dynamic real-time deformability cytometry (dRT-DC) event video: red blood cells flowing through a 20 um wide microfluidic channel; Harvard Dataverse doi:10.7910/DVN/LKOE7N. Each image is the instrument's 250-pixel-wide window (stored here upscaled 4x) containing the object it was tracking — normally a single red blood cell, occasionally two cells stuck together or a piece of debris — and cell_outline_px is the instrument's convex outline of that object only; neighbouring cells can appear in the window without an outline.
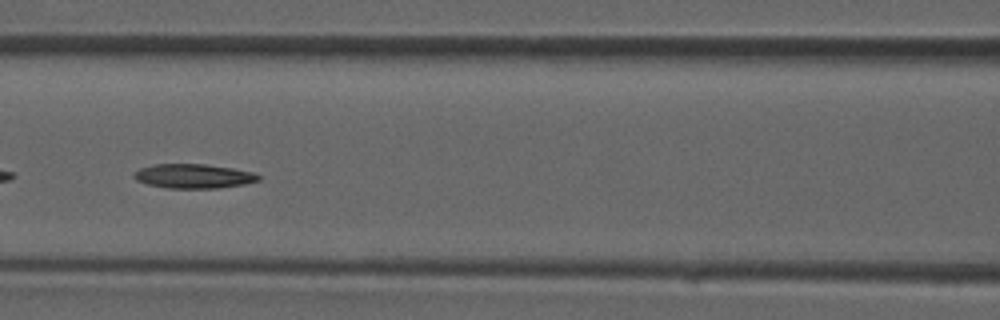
{"species": "common noctule bat (a hibernating species)", "species_latin": "Nyctalus noctula", "temperature_condition": "room temperature", "stored_images_in_passage": 37, "camera_frame_rate_fps": 3000, "um_per_image_px": 0.085, "animal": {"sex": "male", "forearm_length_mm": 52.5}, "frame": {"image": 1, "passage_image": 16, "time_ms": 5.0, "image_size_px": [1000, 320], "cell_outline_px": [[260, 180], [244, 184], [220, 188], [168, 188], [148, 184], [136, 180], [132, 176], [132, 172], [140, 168], [152, 164], [204, 164], [232, 168], [256, 172], [260, 176]], "centroid_in_image_um": [16.44, 14.96], "position_along_channel_um": 150.2, "area_um2": 17.8}}